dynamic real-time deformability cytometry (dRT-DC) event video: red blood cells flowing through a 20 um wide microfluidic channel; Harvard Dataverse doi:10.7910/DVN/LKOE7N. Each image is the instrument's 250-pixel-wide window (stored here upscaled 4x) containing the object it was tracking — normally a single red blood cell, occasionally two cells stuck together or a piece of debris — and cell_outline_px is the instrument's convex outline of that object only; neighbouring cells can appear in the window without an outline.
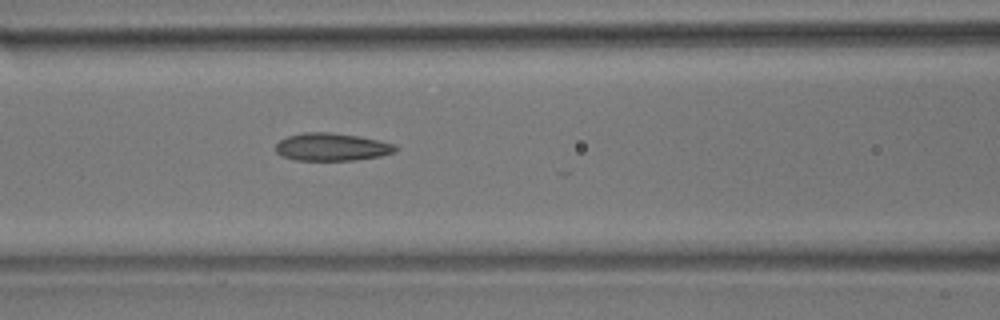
{"species": "common noctule bat (a hibernating species)", "species_latin": "Nyctalus noctula", "temperature_condition": "room temperature", "stored_images_in_passage": 25, "camera_frame_rate_fps": 3000, "um_per_image_px": 0.085, "animal": {"sex": "male", "body_mass_g": 17.9}, "frame": {"image": 1, "passage_image": 21, "time_ms": 6.667, "image_size_px": [1000, 320], "cell_outline_px": [[400, 148], [396, 152], [380, 156], [356, 160], [296, 160], [280, 156], [276, 152], [276, 144], [280, 140], [288, 136], [304, 132], [332, 132], [360, 136], [392, 144]], "centroid_in_image_um": [28.19, 12.49], "position_along_channel_um": 138.4, "area_um2": 19.42}}
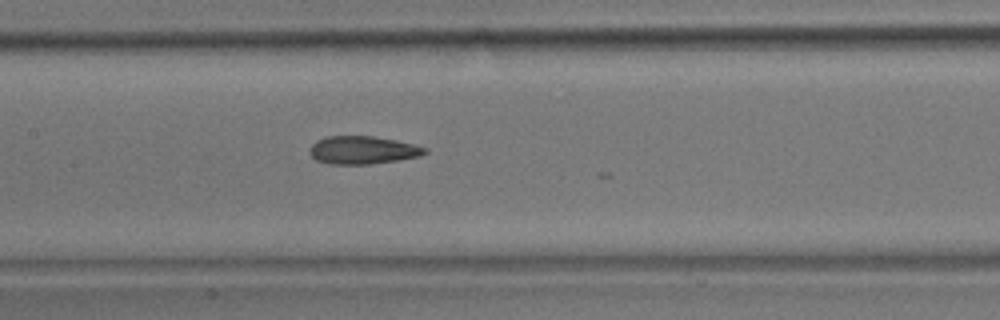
{"frame": {"image": 2, "passage_image": 24, "time_ms": 7.667, "image_size_px": [1000, 320], "cell_outline_px": [[428, 152], [420, 156], [400, 160], [368, 164], [328, 164], [316, 160], [308, 152], [308, 148], [316, 140], [328, 136], [372, 136], [396, 140], [416, 144], [428, 148]], "centroid_in_image_um": [30.84, 12.75], "position_along_channel_um": 176.6, "area_um2": 19.02}}